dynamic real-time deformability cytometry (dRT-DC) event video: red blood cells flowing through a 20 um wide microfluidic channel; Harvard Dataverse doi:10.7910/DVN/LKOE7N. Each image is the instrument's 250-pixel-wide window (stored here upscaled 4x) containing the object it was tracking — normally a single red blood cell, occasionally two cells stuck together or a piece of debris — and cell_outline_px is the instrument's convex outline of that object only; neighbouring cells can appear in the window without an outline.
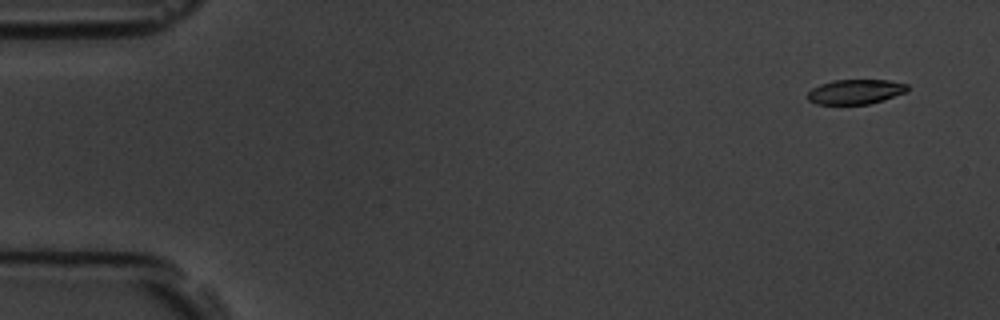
{"species": "common noctule bat (a hibernating species)", "species_latin": "Nyctalus noctula", "temperature_condition": "room temperature", "stored_images_in_passage": 5, "camera_frame_rate_fps": 3000, "um_per_image_px": 0.085, "animal": {"sex": "male", "body_mass_g": 19.5, "forearm_length_mm": 54.6}, "frame": {"image": 1, "passage_image": 1, "time_ms": 0.0, "image_size_px": [1000, 320], "cell_outline_px": [[908, 92], [884, 100], [868, 104], [816, 104], [808, 100], [808, 92], [812, 88], [820, 84], [832, 80], [888, 80], [908, 84]], "centroid_in_image_um": [72.74, 7.79], "position_along_channel_um": 12.3, "area_um2": 14.51}}
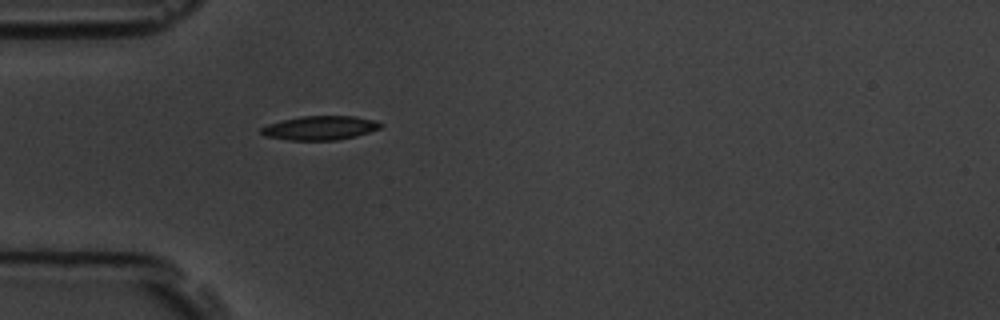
{"frame": {"image": 2, "passage_image": 5, "time_ms": 4.333, "image_size_px": [1000, 320], "cell_outline_px": [[384, 124], [380, 128], [356, 136], [336, 140], [288, 140], [264, 136], [260, 132], [260, 128], [268, 124], [300, 116], [356, 116], [376, 120]], "centroid_in_image_um": [27.21, 10.87], "position_along_channel_um": 57.8, "area_um2": 16.76}}